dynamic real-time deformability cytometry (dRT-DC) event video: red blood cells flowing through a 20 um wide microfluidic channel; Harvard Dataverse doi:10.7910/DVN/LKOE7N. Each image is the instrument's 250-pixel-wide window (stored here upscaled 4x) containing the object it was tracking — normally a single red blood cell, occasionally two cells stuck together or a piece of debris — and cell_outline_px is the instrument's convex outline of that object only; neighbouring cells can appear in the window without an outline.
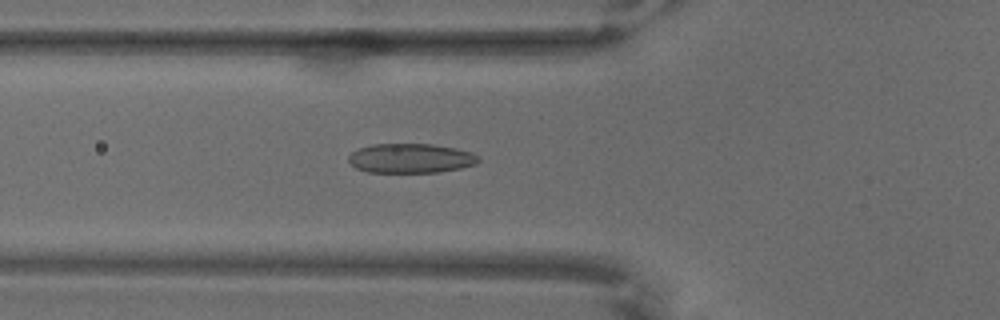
{"species": "common noctule bat (a hibernating species)", "species_latin": "Nyctalus noctula", "temperature_condition": "warm", "stored_images_in_passage": 67, "camera_frame_rate_fps": 3000, "um_per_image_px": 0.085, "animal": {"sex": "male", "body_mass_g": 18.8}, "frame": {"image": 1, "passage_image": 25, "time_ms": 8.0, "image_size_px": [1000, 320], "cell_outline_px": [[480, 160], [476, 164], [460, 168], [440, 172], [368, 172], [356, 168], [348, 160], [348, 156], [352, 152], [360, 148], [372, 144], [432, 144], [456, 148], [472, 152], [480, 156]], "centroid_in_image_um": [34.94, 13.45], "position_along_channel_um": 90.9, "area_um2": 22.37}}
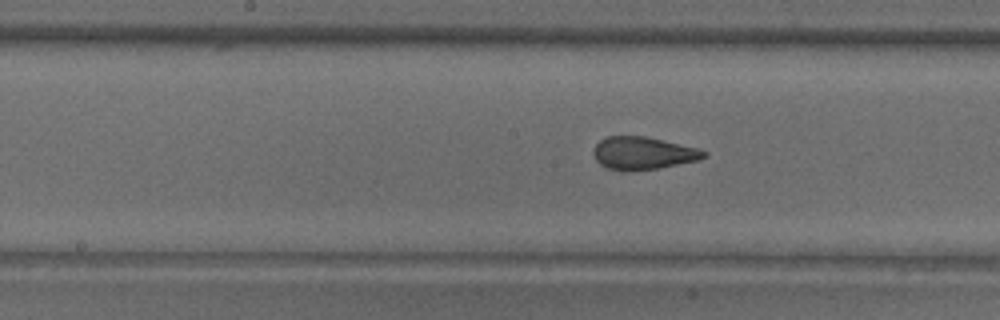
{"frame": {"image": 2, "passage_image": 35, "time_ms": 11.333, "image_size_px": [1000, 320], "cell_outline_px": [[708, 156], [700, 160], [656, 168], [628, 172], [620, 172], [608, 168], [600, 164], [596, 160], [592, 152], [592, 148], [600, 140], [608, 136], [644, 136], [696, 148], [708, 152]], "centroid_in_image_um": [54.62, 13.04], "position_along_channel_um": 193.6, "area_um2": 21.1}}
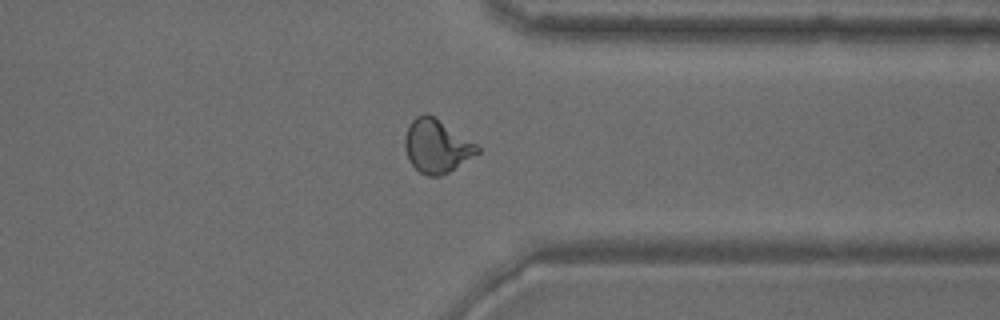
{"frame": {"image": 3, "passage_image": 53, "time_ms": 17.333, "image_size_px": [1000, 320], "cell_outline_px": [[480, 152], [448, 172], [440, 176], [428, 176], [420, 172], [408, 160], [404, 148], [404, 136], [408, 124], [416, 116], [424, 112], [428, 112], [476, 144], [480, 148]], "centroid_in_image_um": [37.07, 12.39], "position_along_channel_um": 374.3, "area_um2": 22.54}}